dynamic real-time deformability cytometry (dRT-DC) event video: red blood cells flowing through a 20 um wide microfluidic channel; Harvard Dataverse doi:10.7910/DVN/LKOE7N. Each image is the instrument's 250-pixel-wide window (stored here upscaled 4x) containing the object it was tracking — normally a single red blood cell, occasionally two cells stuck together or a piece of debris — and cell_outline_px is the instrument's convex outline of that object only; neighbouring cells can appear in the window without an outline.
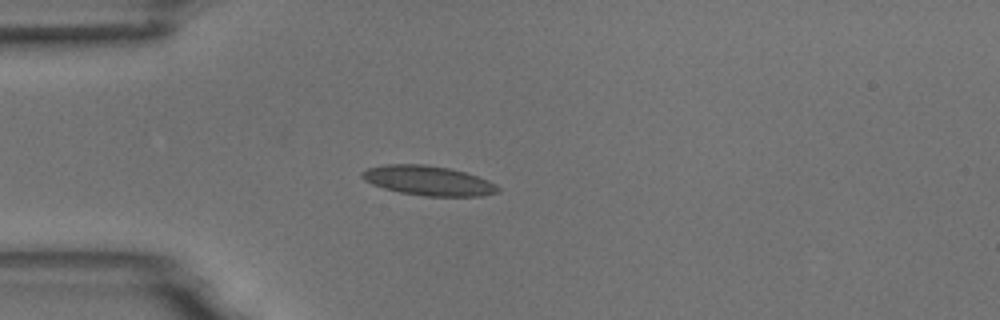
{"species": "common noctule bat (a hibernating species)", "species_latin": "Nyctalus noctula", "temperature_condition": "room temperature", "stored_images_in_passage": 4, "camera_frame_rate_fps": 3000, "um_per_image_px": 0.085, "animal": {"sex": "male", "body_mass_g": 18.8}, "frame": {"image": 1, "passage_image": 3, "time_ms": 3.333, "image_size_px": [1000, 320], "cell_outline_px": [[500, 192], [480, 196], [424, 196], [400, 192], [384, 188], [372, 184], [364, 180], [360, 176], [360, 172], [368, 168], [388, 164], [424, 164], [448, 168], [464, 172], [488, 180], [496, 184], [500, 188]], "centroid_in_image_um": [36.4, 15.35], "position_along_channel_um": 48.6, "area_um2": 23.41}}